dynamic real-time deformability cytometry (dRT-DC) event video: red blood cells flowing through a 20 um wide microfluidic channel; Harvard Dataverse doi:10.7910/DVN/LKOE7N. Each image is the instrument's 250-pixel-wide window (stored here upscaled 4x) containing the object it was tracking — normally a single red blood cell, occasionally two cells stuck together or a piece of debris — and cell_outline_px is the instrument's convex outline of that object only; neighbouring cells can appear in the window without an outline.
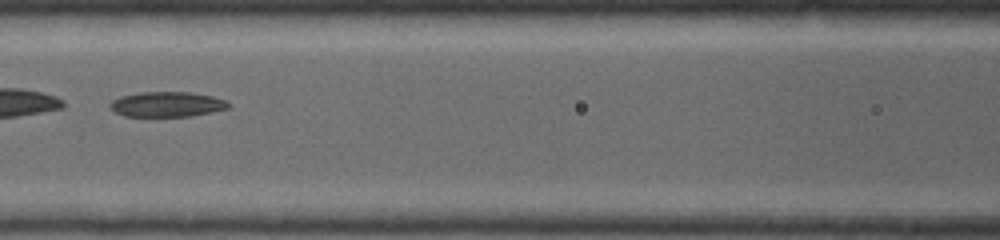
{"species": "common noctule bat (a hibernating species)", "species_latin": "Nyctalus noctula", "temperature_condition": "warm", "stored_images_in_passage": 4, "camera_frame_rate_fps": 5000, "um_per_image_px": 0.085, "animal": {"sex": "female", "body_mass_g": 19.0, "forearm_length_mm": 53.3}, "frame": {"image": 1, "passage_image": 3, "time_ms": 1.2, "image_size_px": [1000, 240], "cell_outline_px": [[232, 104], [228, 108], [212, 112], [188, 116], [124, 116], [108, 108], [108, 104], [112, 100], [120, 96], [140, 92], [192, 92], [212, 96], [224, 100]], "centroid_in_image_um": [14.16, 8.86], "position_along_channel_um": 152.4, "area_um2": 17.4}}
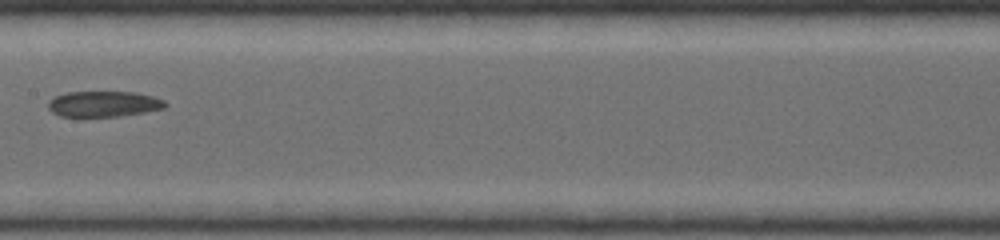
{"frame": {"image": 2, "passage_image": 4, "time_ms": 1.8, "image_size_px": [1000, 240], "cell_outline_px": [[168, 104], [164, 108], [144, 112], [120, 116], [60, 116], [52, 112], [48, 108], [48, 100], [52, 96], [68, 92], [136, 92], [152, 96], [164, 100]], "centroid_in_image_um": [8.79, 8.83], "position_along_channel_um": 198.6, "area_um2": 17.57}}